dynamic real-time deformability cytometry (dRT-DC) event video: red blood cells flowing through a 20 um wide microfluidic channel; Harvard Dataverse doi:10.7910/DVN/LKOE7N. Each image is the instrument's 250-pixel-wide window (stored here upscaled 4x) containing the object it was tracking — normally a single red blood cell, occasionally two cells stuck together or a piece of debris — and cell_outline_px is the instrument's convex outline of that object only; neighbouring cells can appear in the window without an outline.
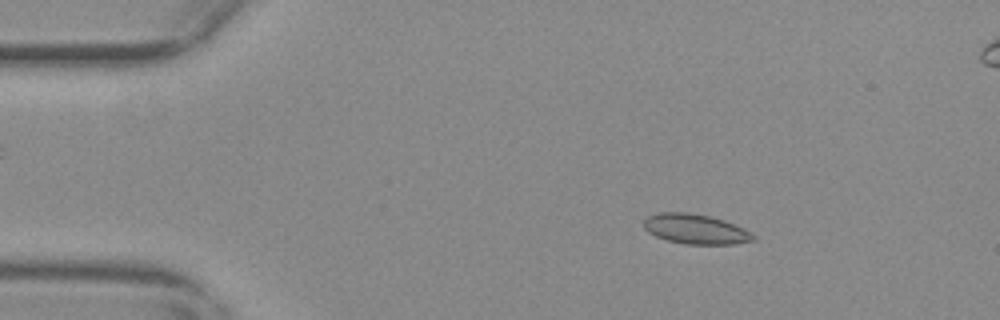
{"species": "common noctule bat (a hibernating species)", "species_latin": "Nyctalus noctula", "temperature_condition": "warm", "stored_images_in_passage": 56, "segment_of_instrument_passage": [1, 2], "camera_frame_rate_fps": 3000, "um_per_image_px": 0.085, "animal": {"sex": "female", "body_mass_g": 29.2, "forearm_length_mm": 56.3}, "frame": {"image": 1, "passage_image": 8, "time_ms": 2.333, "image_size_px": [1000, 320], "cell_outline_px": [[756, 240], [736, 244], [684, 244], [668, 240], [656, 236], [648, 232], [644, 228], [644, 220], [648, 216], [660, 212], [688, 212], [708, 216], [724, 220], [744, 228], [756, 236]], "centroid_in_image_um": [59.14, 19.47], "position_along_channel_um": 25.9, "area_um2": 19.07}}
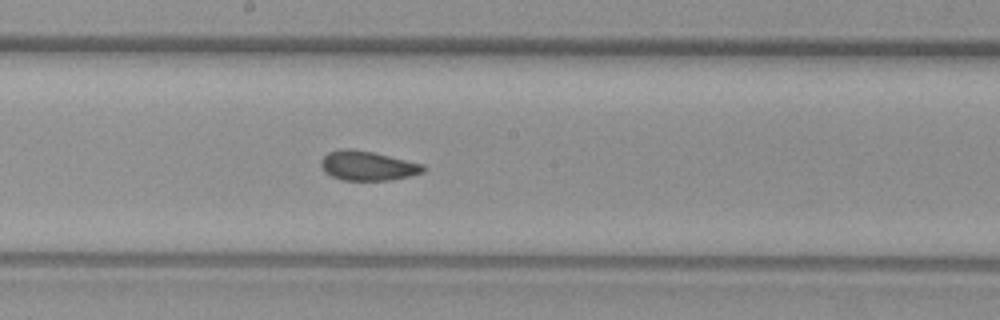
{"frame": {"image": 2, "passage_image": 29, "time_ms": 9.333, "image_size_px": [1000, 320], "cell_outline_px": [[428, 168], [424, 172], [392, 180], [344, 180], [332, 176], [324, 172], [320, 164], [320, 160], [328, 152], [344, 148], [352, 148], [372, 152], [424, 164]], "centroid_in_image_um": [31.25, 14.08], "position_along_channel_um": 217.0, "area_um2": 17.63}}
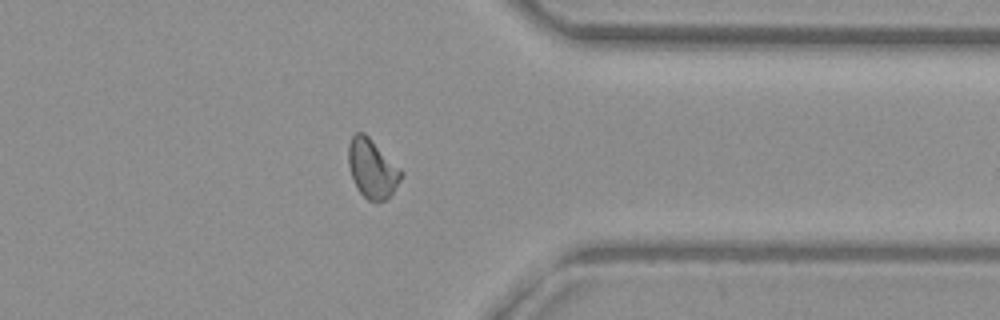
{"frame": {"image": 3, "passage_image": 43, "time_ms": 14.0, "image_size_px": [1000, 320], "cell_outline_px": [[404, 172], [400, 180], [392, 192], [384, 200], [368, 200], [356, 188], [352, 180], [348, 164], [348, 144], [352, 136], [356, 132], [364, 132]], "centroid_in_image_um": [31.6, 14.3], "position_along_channel_um": 379.8, "area_um2": 17.92}}